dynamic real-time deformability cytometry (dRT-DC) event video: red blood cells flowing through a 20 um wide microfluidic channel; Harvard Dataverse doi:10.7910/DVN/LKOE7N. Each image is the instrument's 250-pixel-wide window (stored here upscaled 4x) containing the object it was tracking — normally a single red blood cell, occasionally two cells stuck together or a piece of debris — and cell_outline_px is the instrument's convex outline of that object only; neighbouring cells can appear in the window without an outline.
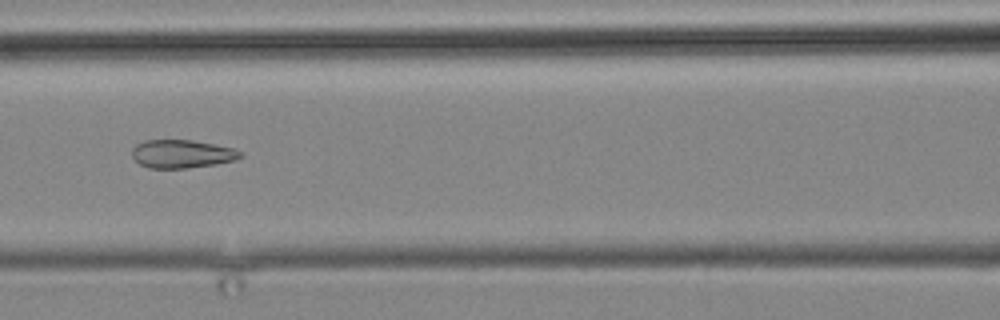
{"species": "common noctule bat (a hibernating species)", "species_latin": "Nyctalus noctula", "temperature_condition": "cold", "stored_images_in_passage": 11, "camera_frame_rate_fps": 3000, "um_per_image_px": 0.085, "animal": {"sex": "male", "body_mass_g": 19.2, "forearm_length_mm": 51.8}, "frame": {"image": 1, "passage_image": 10, "time_ms": 10.667, "image_size_px": [1000, 320], "cell_outline_px": [[244, 156], [236, 160], [216, 164], [188, 168], [148, 168], [140, 164], [132, 156], [132, 148], [136, 144], [144, 140], [192, 140], [232, 148], [244, 152]], "centroid_in_image_um": [15.48, 13.08], "position_along_channel_um": 151.1, "area_um2": 17.92}}
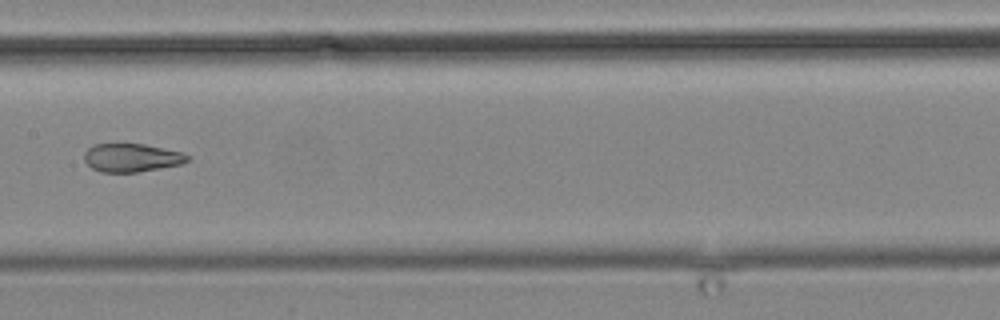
{"frame": {"image": 2, "passage_image": 11, "time_ms": 12.0, "image_size_px": [1000, 320], "cell_outline_px": [[192, 160], [180, 164], [160, 168], [136, 172], [100, 172], [92, 168], [84, 160], [84, 152], [92, 144], [144, 144], [184, 152]], "centroid_in_image_um": [11.19, 13.4], "position_along_channel_um": 196.2, "area_um2": 17.11}}